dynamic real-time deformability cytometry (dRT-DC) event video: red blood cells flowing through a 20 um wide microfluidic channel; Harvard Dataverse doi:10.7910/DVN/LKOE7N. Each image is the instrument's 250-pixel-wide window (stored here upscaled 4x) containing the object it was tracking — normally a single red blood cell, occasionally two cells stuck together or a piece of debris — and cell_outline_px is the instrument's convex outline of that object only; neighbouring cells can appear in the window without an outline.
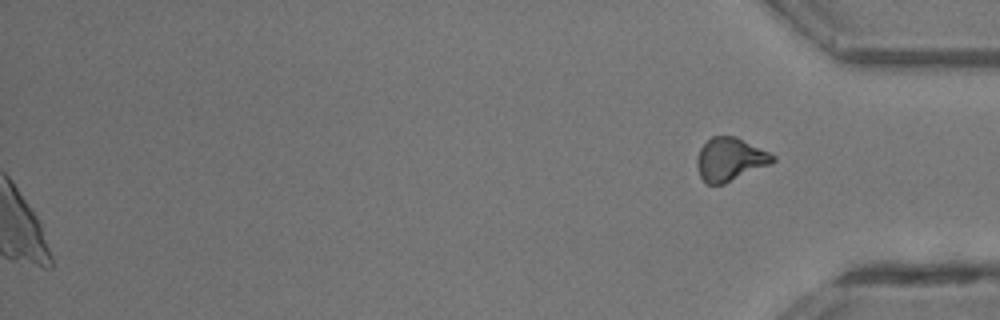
{"species": "common noctule bat (a hibernating species)", "species_latin": "Nyctalus noctula", "temperature_condition": "room temperature", "stored_images_in_passage": 32, "camera_frame_rate_fps": 3000, "um_per_image_px": 0.085, "animal": {"sex": "male", "body_mass_g": 13.3}, "frame": {"image": 1, "passage_image": 32, "time_ms": 10.333, "image_size_px": [1000, 320], "cell_outline_px": [[776, 160], [772, 164], [724, 184], [708, 184], [700, 176], [696, 164], [696, 160], [700, 148], [712, 136], [736, 136], [776, 156]], "centroid_in_image_um": [62.07, 13.55], "position_along_channel_um": 373.1, "area_um2": 19.07}}